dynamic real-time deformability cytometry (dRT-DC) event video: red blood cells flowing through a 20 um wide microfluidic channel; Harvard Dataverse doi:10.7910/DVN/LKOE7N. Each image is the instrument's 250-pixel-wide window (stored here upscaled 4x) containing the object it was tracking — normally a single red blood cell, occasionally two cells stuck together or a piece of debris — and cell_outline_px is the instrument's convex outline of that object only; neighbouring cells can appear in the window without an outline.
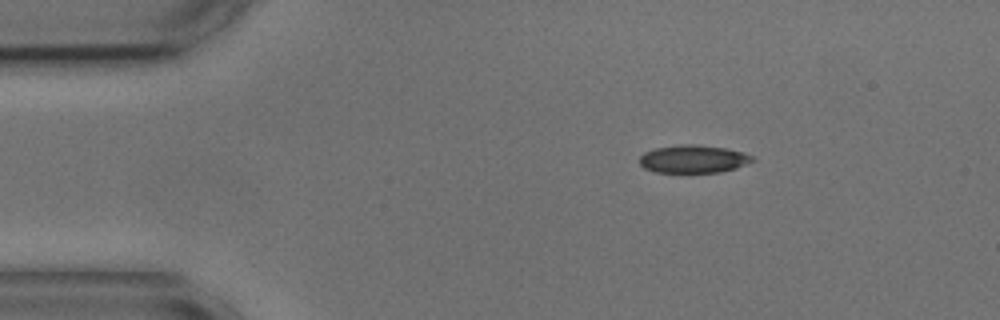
{"species": "common noctule bat (a hibernating species)", "species_latin": "Nyctalus noctula", "temperature_condition": "cold", "stored_images_in_passage": 47, "camera_frame_rate_fps": 3000, "um_per_image_px": 0.085, "animal": {"sex": "male", "body_mass_g": 17.9, "forearm_length_mm": 54.2}, "frame": {"image": 1, "passage_image": 1, "time_ms": 0.0, "image_size_px": [1000, 320], "cell_outline_px": [[756, 160], [736, 168], [720, 172], [656, 172], [644, 168], [640, 164], [640, 156], [644, 152], [656, 148], [680, 144], [696, 144], [724, 148], [744, 152], [752, 156]], "centroid_in_image_um": [58.94, 13.51], "position_along_channel_um": 26.1, "area_um2": 18.32}}
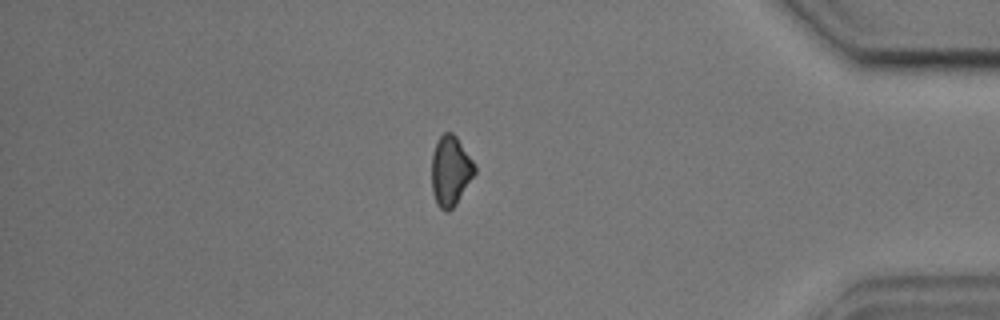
{"frame": {"image": 2, "passage_image": 39, "time_ms": 12.667, "image_size_px": [1000, 320], "cell_outline_px": [[476, 172], [456, 204], [448, 212], [444, 212], [436, 204], [432, 192], [432, 152], [440, 136], [444, 132], [452, 132], [456, 136], [476, 164]], "centroid_in_image_um": [38.29, 14.53], "position_along_channel_um": 396.9, "area_um2": 17.69}}
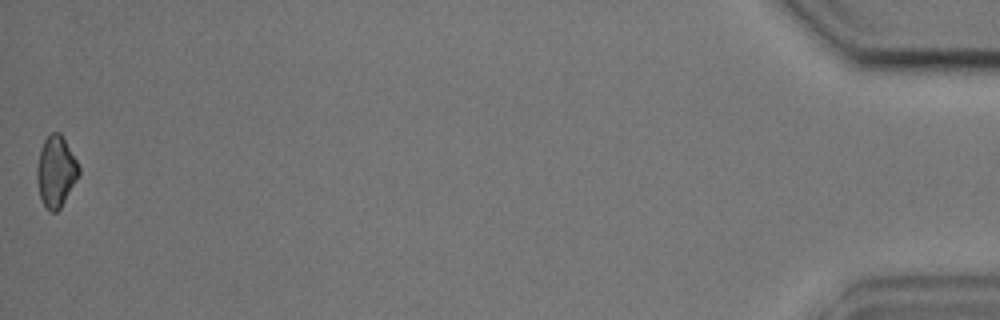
{"frame": {"image": 3, "passage_image": 47, "time_ms": 15.333, "image_size_px": [1000, 320], "cell_outline_px": [[80, 172], [76, 180], [60, 208], [56, 212], [48, 212], [40, 196], [36, 180], [36, 168], [40, 148], [44, 140], [52, 132], [60, 132], [76, 160], [80, 168]], "centroid_in_image_um": [4.73, 14.58], "position_along_channel_um": 430.5, "area_um2": 17.22}, "authors_computed_cell_mechanics": {"area_um2": 18.6116, "velocity_mm_per_s": 3.6252, "shape_relaxation_time_tau1_ms": 3.9653, "shape_relaxation_time_tau2_ms": 5.7188, "deformation_change_tau1": 0.1122, "deformation_change_tau2": 0.126}}